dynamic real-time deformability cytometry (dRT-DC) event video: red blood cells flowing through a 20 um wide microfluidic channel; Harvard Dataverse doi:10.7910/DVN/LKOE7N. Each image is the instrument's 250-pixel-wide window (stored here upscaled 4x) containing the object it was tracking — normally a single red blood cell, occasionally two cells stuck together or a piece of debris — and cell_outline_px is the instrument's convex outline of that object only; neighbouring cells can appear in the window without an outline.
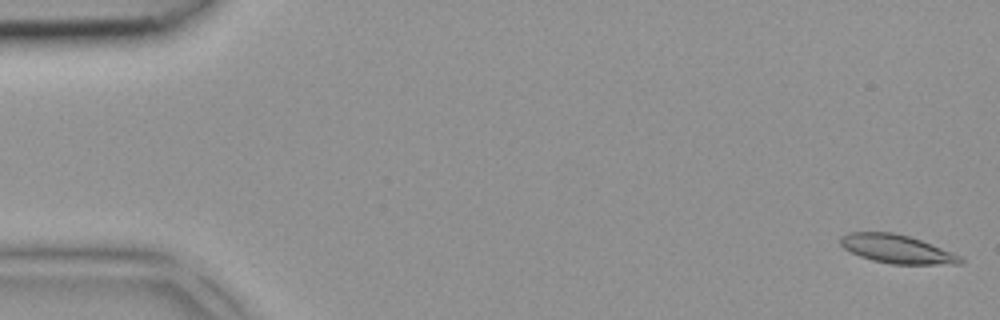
{"species": "common noctule bat (a hibernating species)", "species_latin": "Nyctalus noctula", "temperature_condition": "room temperature", "stored_images_in_passage": 4, "camera_frame_rate_fps": 3000, "um_per_image_px": 0.085, "animal": {"sex": "female", "body_mass_g": 18.4}, "frame": {"image": 1, "passage_image": 1, "time_ms": 0.0, "image_size_px": [1000, 320], "cell_outline_px": [[964, 260], [960, 264], [892, 264], [872, 260], [860, 256], [844, 248], [840, 244], [840, 236], [848, 232], [892, 232], [908, 236], [920, 240], [960, 256]], "centroid_in_image_um": [76.19, 21.16], "position_along_channel_um": 8.8, "area_um2": 19.65}}
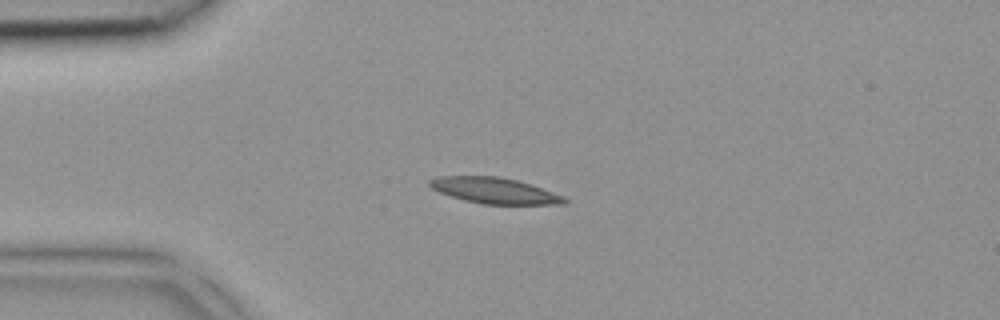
{"frame": {"image": 2, "passage_image": 4, "time_ms": 1.0, "image_size_px": [1000, 320], "cell_outline_px": [[568, 204], [484, 204], [464, 200], [440, 192], [432, 188], [428, 184], [428, 180], [440, 176], [496, 176], [516, 180], [564, 196], [568, 200]], "centroid_in_image_um": [42.03, 16.2], "position_along_channel_um": 43.0, "area_um2": 20.06}}